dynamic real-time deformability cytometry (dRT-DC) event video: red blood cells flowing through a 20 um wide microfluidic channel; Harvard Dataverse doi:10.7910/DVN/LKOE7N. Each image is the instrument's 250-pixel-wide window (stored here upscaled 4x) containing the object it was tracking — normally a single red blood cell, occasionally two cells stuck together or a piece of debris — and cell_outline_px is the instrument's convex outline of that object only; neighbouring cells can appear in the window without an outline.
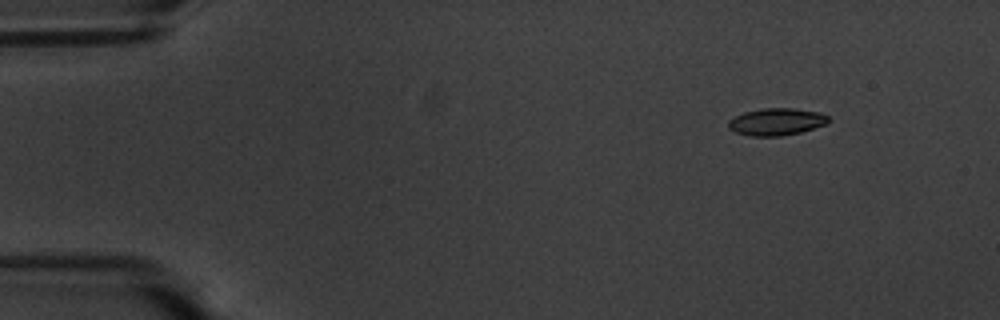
{"species": "common noctule bat (a hibernating species)", "species_latin": "Nyctalus noctula", "temperature_condition": "warm", "stored_images_in_passage": 51, "camera_frame_rate_fps": 3000, "um_per_image_px": 0.085, "animal": {"sex": "male", "body_mass_g": 20.1, "forearm_length_mm": 53.5}, "frame": {"image": 1, "passage_image": 1, "time_ms": 0.0, "image_size_px": [1000, 320], "cell_outline_px": [[828, 120], [824, 124], [800, 132], [780, 136], [748, 136], [736, 132], [728, 128], [728, 120], [744, 112], [760, 108], [792, 108], [820, 112], [828, 116]], "centroid_in_image_um": [65.95, 10.34], "position_along_channel_um": 19.1, "area_um2": 15.72}}
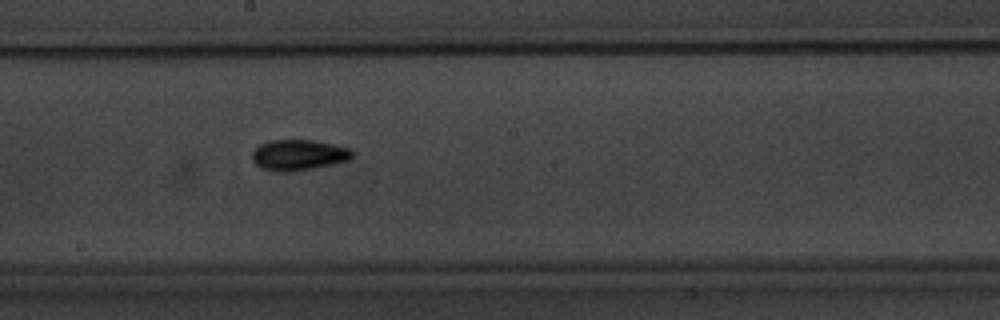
{"frame": {"image": 2, "passage_image": 26, "time_ms": 8.333, "image_size_px": [1000, 320], "cell_outline_px": [[352, 156], [348, 160], [316, 168], [288, 172], [280, 172], [260, 168], [252, 160], [252, 152], [260, 144], [268, 140], [316, 140], [348, 148], [352, 152]], "centroid_in_image_um": [25.34, 13.17], "position_along_channel_um": 222.9, "area_um2": 17.92}}
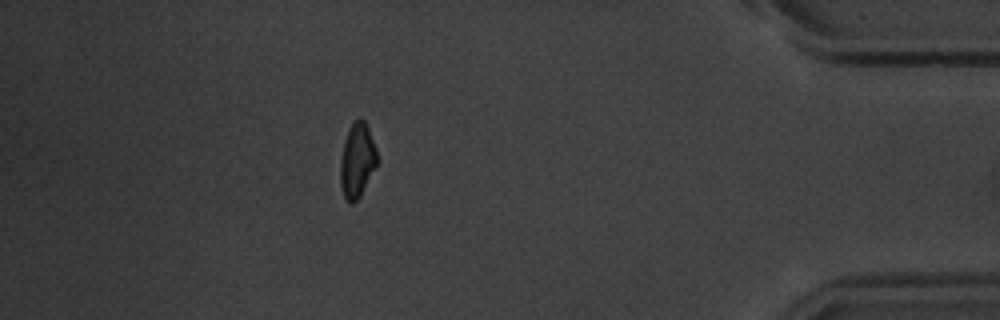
{"frame": {"image": 3, "passage_image": 45, "time_ms": 14.667, "image_size_px": [1000, 320], "cell_outline_px": [[376, 164], [360, 196], [352, 204], [344, 196], [340, 184], [340, 160], [348, 128], [360, 116], [364, 120], [368, 128], [376, 148]], "centroid_in_image_um": [30.34, 13.61], "position_along_channel_um": 404.9, "area_um2": 15.55}, "authors_computed_cell_mechanics": {"area_um2": 16.184, "velocity_mm_per_s": 3.5702, "shape_relaxation_time_tau1_ms": 3.1592, "shape_relaxation_time_tau2_ms": 3.8278, "deformation_change_tau1": 0.1222, "deformation_change_tau2": 0.0853}}